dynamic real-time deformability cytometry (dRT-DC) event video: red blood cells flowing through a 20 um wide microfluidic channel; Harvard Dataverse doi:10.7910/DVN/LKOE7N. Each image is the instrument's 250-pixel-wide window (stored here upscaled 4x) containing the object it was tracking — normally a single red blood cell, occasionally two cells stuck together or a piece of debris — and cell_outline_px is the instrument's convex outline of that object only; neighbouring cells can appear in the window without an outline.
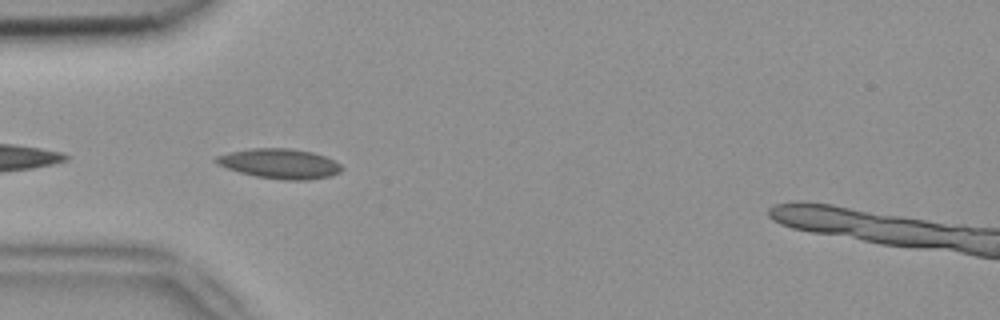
{"species": "common noctule bat (a hibernating species)", "species_latin": "Nyctalus noctula", "temperature_condition": "room temperature", "stored_images_in_passage": 9, "camera_frame_rate_fps": 3000, "um_per_image_px": 0.085, "animal": {"sex": "female", "body_mass_g": 18.4}, "frame": {"image": 1, "passage_image": 2, "time_ms": 0.333, "image_size_px": [1000, 320], "cell_outline_px": [[344, 168], [340, 172], [332, 176], [308, 180], [284, 180], [256, 176], [240, 172], [216, 164], [212, 160], [216, 156], [228, 152], [252, 148], [288, 148], [312, 152], [324, 156], [340, 164]], "centroid_in_image_um": [23.77, 13.91], "position_along_channel_um": 61.2, "area_um2": 21.91}}